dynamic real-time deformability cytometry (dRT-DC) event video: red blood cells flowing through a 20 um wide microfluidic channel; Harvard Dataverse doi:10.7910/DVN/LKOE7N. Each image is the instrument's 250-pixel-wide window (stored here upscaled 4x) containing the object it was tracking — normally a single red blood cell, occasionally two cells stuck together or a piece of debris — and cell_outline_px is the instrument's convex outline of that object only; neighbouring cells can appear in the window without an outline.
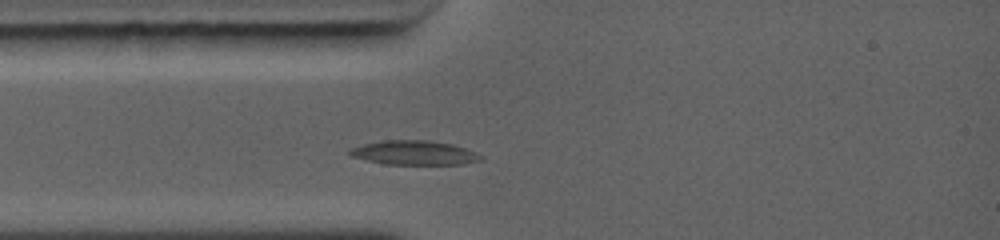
{"species": "common noctule bat (a hibernating species)", "species_latin": "Nyctalus noctula", "temperature_condition": "warm", "stored_images_in_passage": 3, "camera_frame_rate_fps": 5000, "um_per_image_px": 0.085, "animal": {"sex": "female", "body_mass_g": 19.0, "forearm_length_mm": 56.7}, "frame": {"image": 1, "passage_image": 3, "time_ms": 2.2, "image_size_px": [1000, 240], "cell_outline_px": [[480, 160], [464, 164], [388, 164], [368, 160], [352, 156], [348, 152], [352, 148], [364, 144], [388, 140], [428, 140], [448, 144], [464, 148], [480, 156]], "centroid_in_image_um": [35.18, 12.99], "position_along_channel_um": 49.8, "area_um2": 17.86}}